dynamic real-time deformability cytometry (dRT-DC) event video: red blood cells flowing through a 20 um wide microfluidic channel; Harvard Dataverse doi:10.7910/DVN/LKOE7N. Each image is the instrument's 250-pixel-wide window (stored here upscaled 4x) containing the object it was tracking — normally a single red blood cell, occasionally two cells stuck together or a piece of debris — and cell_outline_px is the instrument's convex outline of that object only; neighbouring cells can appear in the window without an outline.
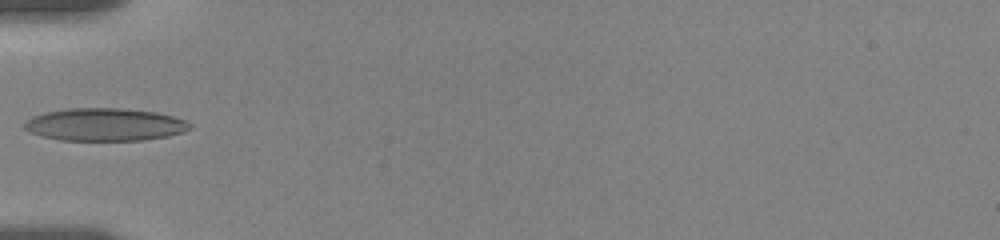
{"species": "human", "species_latin": "Homo sapiens", "temperature_condition": "room temperature", "stored_images_in_passage": 38, "camera_frame_rate_fps": 3000, "um_per_image_px": 0.085, "donor": {"sex": "female"}, "frame": {"image": 1, "passage_image": 1, "time_ms": 0.0, "image_size_px": [1000, 240], "cell_outline_px": [[192, 128], [184, 132], [168, 136], [144, 140], [60, 140], [28, 132], [24, 128], [24, 120], [32, 116], [44, 112], [68, 108], [120, 108], [156, 112], [172, 116], [184, 120], [192, 124]], "centroid_in_image_um": [8.9, 10.58], "position_along_channel_um": 76.1, "area_um2": 31.67}}
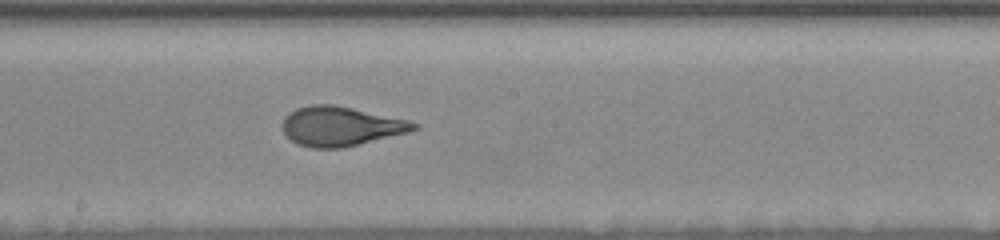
{"frame": {"image": 2, "passage_image": 13, "time_ms": 4.0, "image_size_px": [1000, 240], "cell_outline_px": [[420, 128], [344, 148], [312, 148], [296, 144], [284, 132], [284, 116], [288, 112], [296, 108], [312, 104], [332, 104], [352, 108], [408, 120], [420, 124]], "centroid_in_image_um": [28.93, 10.73], "position_along_channel_um": 219.3, "area_um2": 29.88}}
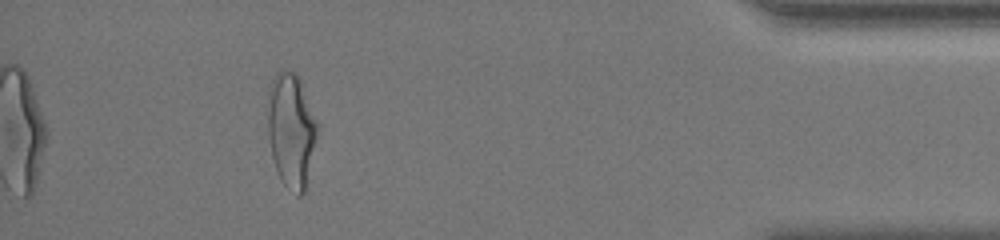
{"frame": {"image": 3, "passage_image": 33, "time_ms": 10.667, "image_size_px": [1000, 240], "cell_outline_px": [[316, 136], [304, 192], [300, 196], [296, 196], [280, 180], [272, 156], [268, 136], [268, 88], [276, 72], [280, 68], [284, 68], [296, 72], [300, 80], [316, 120]], "centroid_in_image_um": [24.71, 11.02], "position_along_channel_um": 410.5, "area_um2": 32.71}, "authors_computed_cell_mechanics": {"area_um2": 30.2294, "velocity_mm_per_s": 3.5497, "shape_relaxation_time_tau1_ms": 5.5158, "shape_relaxation_time_tau2_ms": null, "deformation_change_tau1": 0.2092, "deformation_change_tau2": null}}